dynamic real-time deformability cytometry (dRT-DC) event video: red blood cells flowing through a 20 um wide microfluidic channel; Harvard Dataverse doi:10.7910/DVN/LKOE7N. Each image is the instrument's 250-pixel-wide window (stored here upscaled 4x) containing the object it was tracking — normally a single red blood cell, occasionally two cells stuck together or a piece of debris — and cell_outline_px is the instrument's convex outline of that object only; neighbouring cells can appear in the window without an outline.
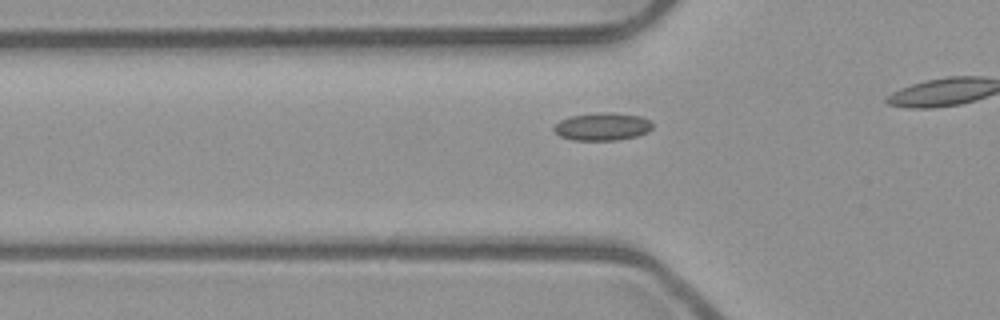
{"species": "common noctule bat (a hibernating species)", "species_latin": "Nyctalus noctula", "temperature_condition": "room temperature", "stored_images_in_passage": 19, "camera_frame_rate_fps": 3000, "um_per_image_px": 0.085, "animal": {"sex": "male", "body_mass_g": 23.1, "forearm_length_mm": 52.7}, "frame": {"image": 1, "passage_image": 14, "time_ms": 4.333, "image_size_px": [1000, 320], "cell_outline_px": [[652, 128], [648, 132], [636, 136], [620, 140], [572, 140], [560, 136], [552, 128], [560, 120], [568, 116], [600, 112], [612, 112], [640, 116], [648, 120], [652, 124]], "centroid_in_image_um": [51.18, 10.76], "position_along_channel_um": 74.6, "area_um2": 16.01}}